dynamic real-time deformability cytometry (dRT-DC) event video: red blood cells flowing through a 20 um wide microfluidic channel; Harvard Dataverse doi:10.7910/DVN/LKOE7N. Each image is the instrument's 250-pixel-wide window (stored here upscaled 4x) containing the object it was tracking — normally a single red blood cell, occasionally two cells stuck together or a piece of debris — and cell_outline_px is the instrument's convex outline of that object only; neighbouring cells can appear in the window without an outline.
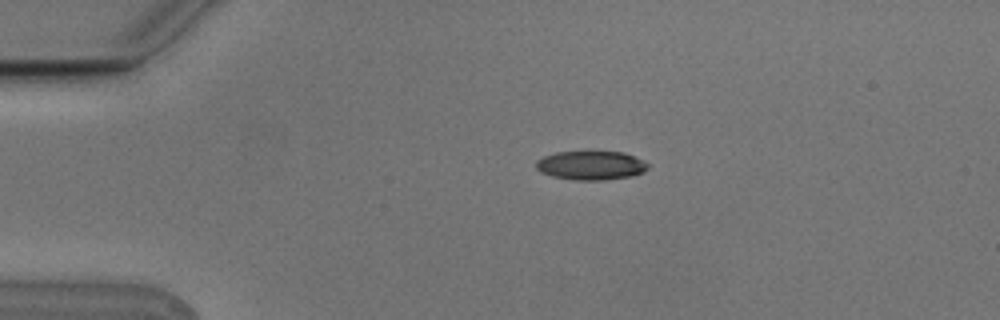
{"species": "Egyptian fruit bat (a non-hibernating species)", "species_latin": "Rousettus aegyptiacus", "temperature_condition": "cold", "stored_images_in_passage": 8, "camera_frame_rate_fps": 3000, "um_per_image_px": 0.085, "animal": {"sex": "male"}, "frame": {"image": 1, "passage_image": 1, "time_ms": 0.0, "image_size_px": [1000, 320], "cell_outline_px": [[648, 168], [644, 172], [632, 176], [604, 180], [576, 180], [552, 176], [540, 172], [536, 168], [536, 160], [544, 156], [556, 152], [624, 152], [648, 164]], "centroid_in_image_um": [50.2, 14.07], "position_along_channel_um": 34.8, "area_um2": 18.73}}
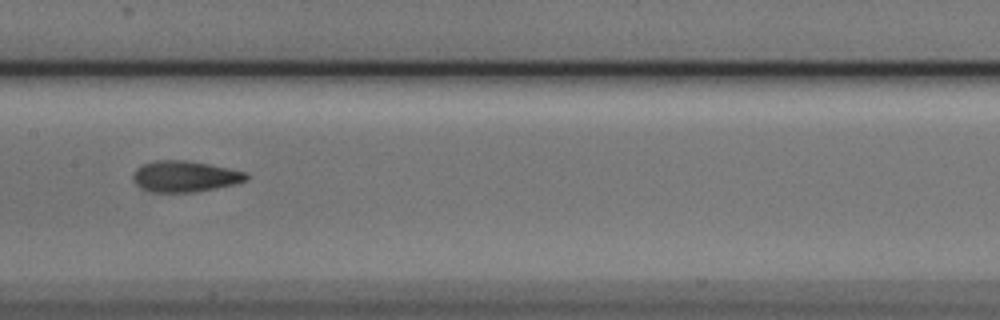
{"frame": {"image": 2, "passage_image": 5, "time_ms": 1.333, "image_size_px": [1000, 320], "cell_outline_px": [[248, 180], [232, 184], [196, 192], [152, 192], [140, 188], [132, 180], [132, 176], [136, 168], [144, 164], [156, 160], [184, 160], [208, 164], [228, 168], [244, 172], [248, 176]], "centroid_in_image_um": [15.66, 15.0], "position_along_channel_um": 191.7, "area_um2": 20.35}}
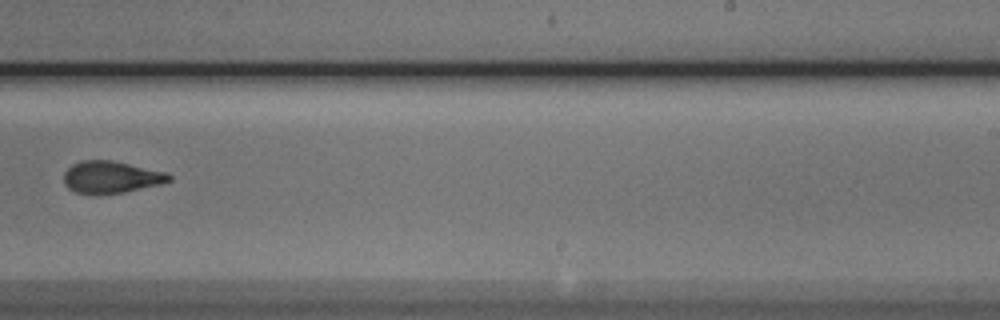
{"frame": {"image": 3, "passage_image": 7, "time_ms": 2.0, "image_size_px": [1000, 320], "cell_outline_px": [[172, 180], [160, 184], [124, 192], [100, 196], [92, 196], [76, 192], [68, 188], [64, 184], [64, 172], [72, 164], [80, 160], [112, 160], [168, 172], [172, 176]], "centroid_in_image_um": [9.43, 15.07], "position_along_channel_um": 279.6, "area_um2": 20.17}}